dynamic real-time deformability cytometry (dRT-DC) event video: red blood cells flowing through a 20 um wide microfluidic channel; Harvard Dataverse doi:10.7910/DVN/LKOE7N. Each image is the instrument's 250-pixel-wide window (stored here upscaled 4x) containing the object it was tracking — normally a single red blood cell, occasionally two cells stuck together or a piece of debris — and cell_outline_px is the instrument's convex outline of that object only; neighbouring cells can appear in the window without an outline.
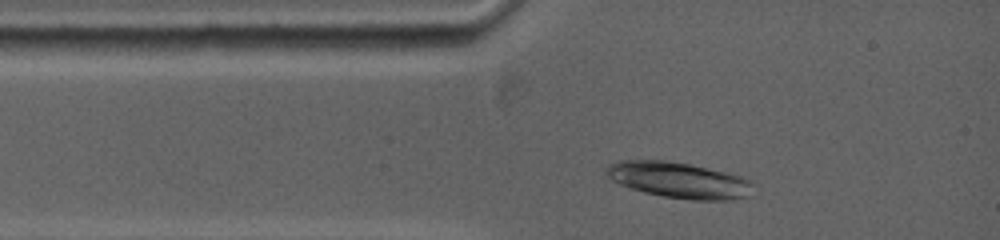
{"species": "common noctule bat (a hibernating species)", "species_latin": "Nyctalus noctula", "temperature_condition": "warm", "stored_images_in_passage": 29, "camera_frame_rate_fps": 5000, "um_per_image_px": 0.085, "animal": {"sex": "female", "body_mass_g": 19.0, "forearm_length_mm": 53.3}, "frame": {"image": 1, "passage_image": 4, "time_ms": 1.0, "image_size_px": [1000, 240], "cell_outline_px": [[752, 196], [736, 200], [692, 200], [664, 196], [644, 192], [620, 184], [612, 180], [604, 172], [612, 164], [620, 160], [664, 160], [688, 164], [724, 172], [740, 176], [752, 180]], "centroid_in_image_um": [57.77, 15.33], "position_along_channel_um": 27.2, "area_um2": 30.58}}
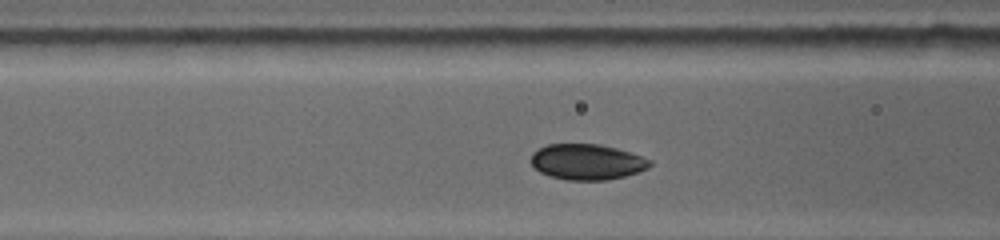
{"frame": {"image": 2, "passage_image": 11, "time_ms": 3.6, "image_size_px": [1000, 240], "cell_outline_px": [[652, 164], [648, 168], [640, 172], [608, 180], [568, 180], [552, 176], [540, 172], [532, 164], [532, 152], [548, 144], [600, 144], [616, 148], [652, 160]], "centroid_in_image_um": [49.92, 13.76], "position_along_channel_um": 116.7, "area_um2": 24.57}}
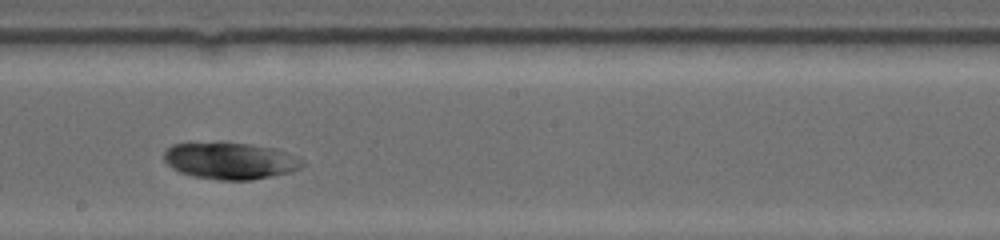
{"frame": {"image": 3, "passage_image": 20, "time_ms": 6.6, "image_size_px": [1000, 240], "cell_outline_px": [[304, 164], [300, 168], [288, 172], [272, 176], [252, 180], [220, 180], [192, 176], [180, 172], [172, 168], [164, 160], [164, 152], [172, 144], [188, 140], [252, 144], [276, 148], [296, 156], [304, 160]], "centroid_in_image_um": [19.51, 13.63], "position_along_channel_um": 228.7, "area_um2": 30.35}}